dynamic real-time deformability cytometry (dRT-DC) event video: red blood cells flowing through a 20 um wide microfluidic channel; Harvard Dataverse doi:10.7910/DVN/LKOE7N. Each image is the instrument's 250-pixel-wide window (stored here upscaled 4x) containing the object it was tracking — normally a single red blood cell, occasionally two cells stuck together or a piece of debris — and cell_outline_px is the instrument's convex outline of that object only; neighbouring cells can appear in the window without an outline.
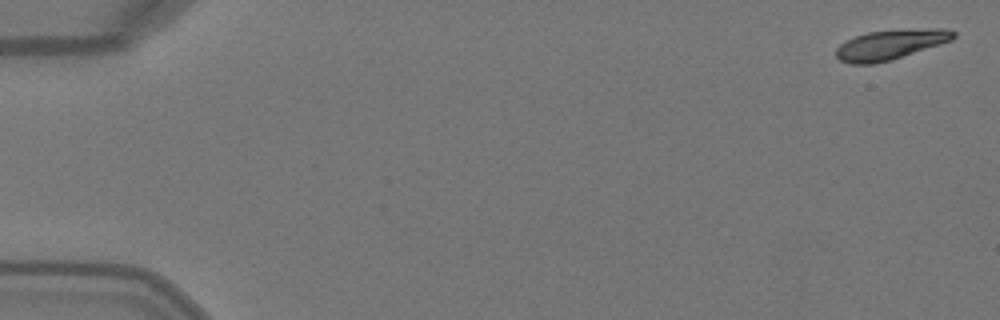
{"species": "Egyptian fruit bat (a non-hibernating species)", "species_latin": "Rousettus aegyptiacus", "temperature_condition": "warm", "stored_images_in_passage": 5, "camera_frame_rate_fps": 3000, "um_per_image_px": 0.085, "animal": {"sex": "female"}, "frame": {"image": 1, "passage_image": 1, "time_ms": 0.0, "image_size_px": [1000, 320], "cell_outline_px": [[956, 36], [952, 40], [940, 44], [888, 60], [872, 64], [852, 64], [840, 60], [836, 56], [836, 48], [840, 44], [856, 36], [868, 32], [928, 28], [944, 28], [956, 32]], "centroid_in_image_um": [75.69, 3.78], "position_along_channel_um": 9.3, "area_um2": 20.0}}